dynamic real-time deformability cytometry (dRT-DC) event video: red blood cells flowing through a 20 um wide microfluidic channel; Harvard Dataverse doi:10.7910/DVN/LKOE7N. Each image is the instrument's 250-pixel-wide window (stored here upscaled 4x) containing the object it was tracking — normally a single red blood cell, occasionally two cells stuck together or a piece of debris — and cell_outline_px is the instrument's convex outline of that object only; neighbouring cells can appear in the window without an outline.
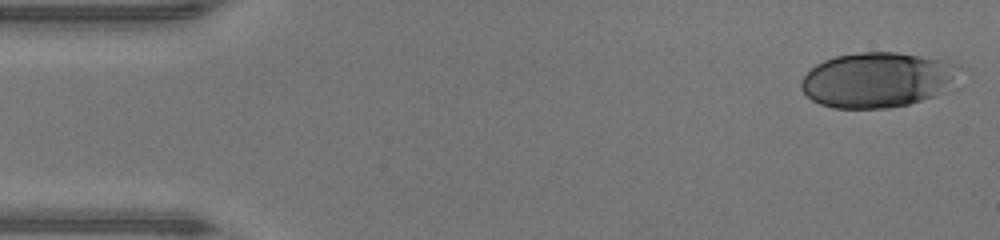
{"species": "human", "species_latin": "Homo sapiens", "temperature_condition": "warm", "stored_images_in_passage": 16, "camera_frame_rate_fps": 3000, "um_per_image_px": 0.085, "donor": {"sex": "male"}, "frame": {"image": 1, "passage_image": 1, "time_ms": 0.0, "image_size_px": [1000, 240], "cell_outline_px": [[972, 72], [956, 88], [908, 104], [888, 108], [832, 108], [820, 104], [812, 100], [800, 88], [800, 80], [816, 64], [824, 60], [836, 56], [864, 52], [896, 52], [948, 60], [960, 64], [968, 68]], "centroid_in_image_um": [74.82, 6.77], "position_along_channel_um": 10.2, "area_um2": 52.66}}
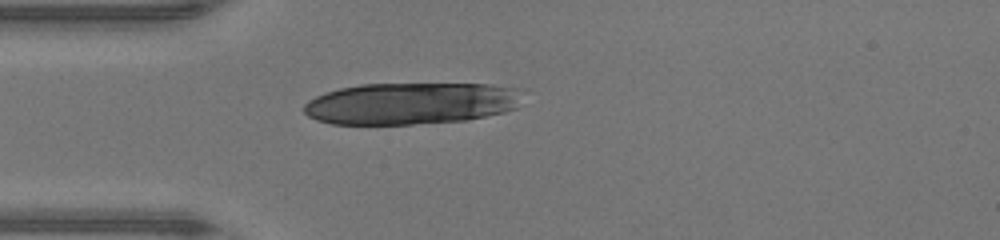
{"frame": {"image": 2, "passage_image": 12, "time_ms": 3.667, "image_size_px": [1000, 240], "cell_outline_px": [[524, 88], [516, 108], [504, 112], [468, 120], [412, 124], [332, 124], [316, 120], [308, 116], [304, 112], [304, 104], [308, 100], [316, 96], [340, 88], [360, 84], [488, 84]], "centroid_in_image_um": [34.96, 8.79], "position_along_channel_um": 50.0, "area_um2": 53.58}}